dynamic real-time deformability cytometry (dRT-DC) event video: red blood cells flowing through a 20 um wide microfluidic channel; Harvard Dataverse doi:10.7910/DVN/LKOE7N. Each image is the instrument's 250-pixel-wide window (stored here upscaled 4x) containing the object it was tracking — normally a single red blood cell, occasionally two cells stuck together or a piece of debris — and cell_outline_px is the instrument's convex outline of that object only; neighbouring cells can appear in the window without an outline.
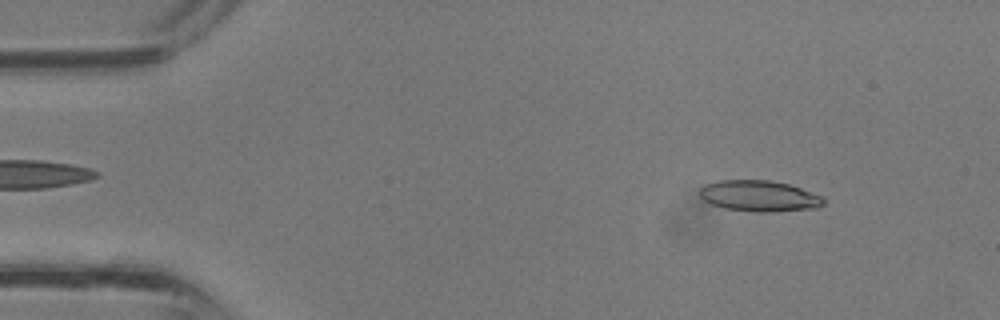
{"species": "common noctule bat (a hibernating species)", "species_latin": "Nyctalus noctula", "temperature_condition": "room temperature", "stored_images_in_passage": 35, "camera_frame_rate_fps": 3000, "um_per_image_px": 0.085, "animal": {"sex": "male", "body_mass_g": 13.3}, "frame": {"image": 1, "passage_image": 4, "time_ms": 1.0, "image_size_px": [1000, 320], "cell_outline_px": [[824, 204], [816, 208], [772, 212], [756, 212], [724, 208], [712, 204], [704, 200], [700, 196], [700, 188], [704, 184], [720, 180], [768, 180], [788, 184], [824, 196]], "centroid_in_image_um": [64.54, 16.66], "position_along_channel_um": 20.5, "area_um2": 22.43}}
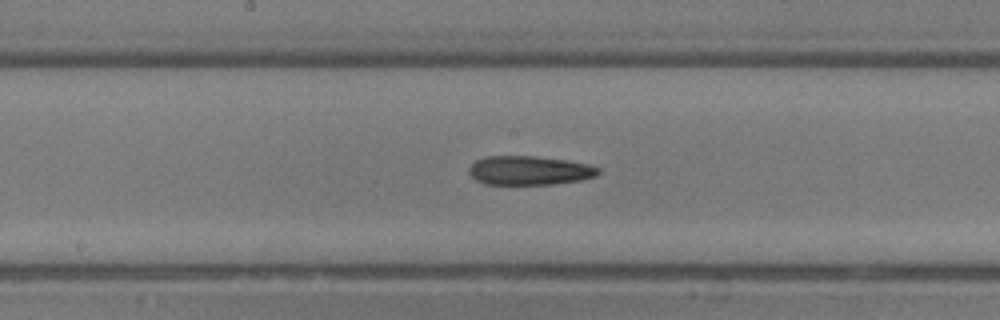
{"frame": {"image": 2, "passage_image": 18, "time_ms": 5.667, "image_size_px": [1000, 320], "cell_outline_px": [[600, 172], [596, 176], [580, 180], [552, 184], [484, 184], [476, 180], [468, 172], [468, 168], [476, 160], [484, 156], [532, 156], [568, 160], [588, 164], [600, 168]], "centroid_in_image_um": [44.99, 14.48], "position_along_channel_um": 203.2, "area_um2": 21.91}}
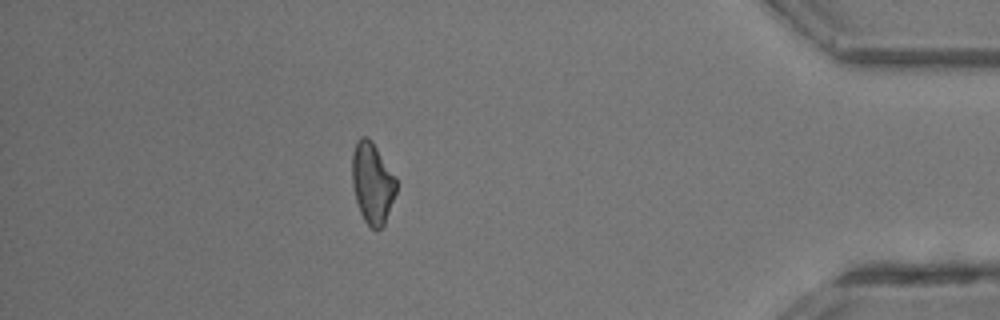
{"frame": {"image": 3, "passage_image": 31, "time_ms": 10.0, "image_size_px": [1000, 320], "cell_outline_px": [[396, 192], [384, 224], [376, 232], [364, 220], [360, 212], [356, 200], [352, 184], [352, 152], [356, 140], [360, 136], [368, 136], [372, 140], [396, 176]], "centroid_in_image_um": [31.64, 15.51], "position_along_channel_um": 403.6, "area_um2": 21.1}}